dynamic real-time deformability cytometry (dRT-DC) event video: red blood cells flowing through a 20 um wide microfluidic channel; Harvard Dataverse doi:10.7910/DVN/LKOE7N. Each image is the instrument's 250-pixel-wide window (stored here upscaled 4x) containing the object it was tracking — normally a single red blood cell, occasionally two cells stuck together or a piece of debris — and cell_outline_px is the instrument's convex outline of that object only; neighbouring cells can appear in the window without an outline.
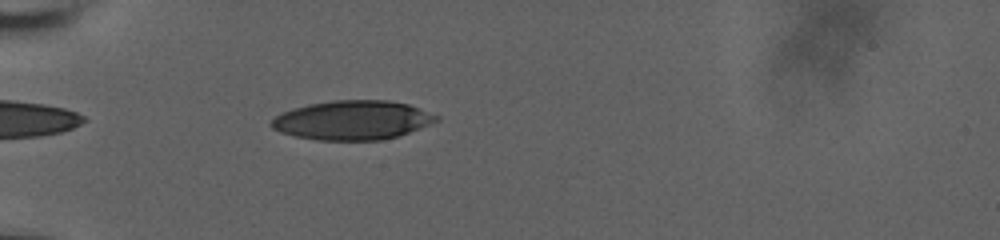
{"species": "human", "species_latin": "Homo sapiens", "temperature_condition": "room temperature", "stored_images_in_passage": 50, "camera_frame_rate_fps": 3000, "um_per_image_px": 0.085, "donor": {"sex": "male"}, "frame": {"image": 1, "passage_image": 14, "time_ms": 4.333, "image_size_px": [1000, 240], "cell_outline_px": [[440, 120], [408, 132], [396, 136], [380, 140], [316, 140], [296, 136], [280, 132], [272, 128], [268, 124], [280, 112], [292, 108], [308, 104], [332, 100], [388, 100], [408, 104], [440, 116]], "centroid_in_image_um": [29.92, 10.2], "position_along_channel_um": 55.1, "area_um2": 37.69}}
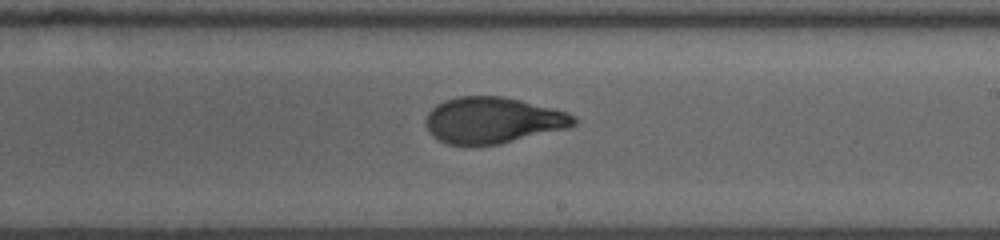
{"frame": {"image": 2, "passage_image": 30, "time_ms": 9.667, "image_size_px": [1000, 240], "cell_outline_px": [[580, 120], [572, 128], [500, 144], [448, 144], [432, 136], [428, 132], [424, 120], [428, 112], [436, 104], [444, 100], [456, 96], [504, 96], [568, 112]], "centroid_in_image_um": [41.92, 10.22], "position_along_channel_um": 247.1, "area_um2": 40.29}}
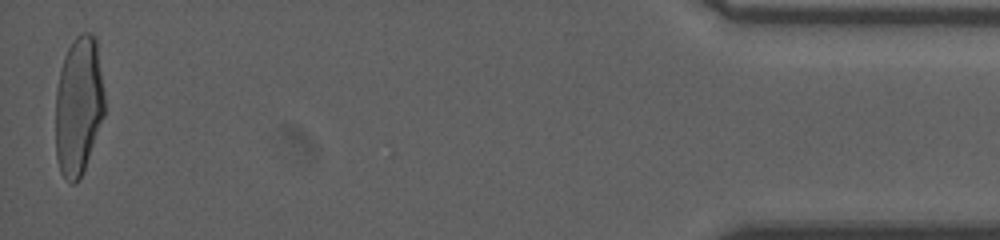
{"frame": {"image": 3, "passage_image": 50, "time_ms": 16.333, "image_size_px": [1000, 240], "cell_outline_px": [[104, 116], [84, 168], [76, 184], [68, 184], [60, 172], [56, 156], [56, 88], [64, 56], [72, 40], [80, 32], [88, 32], [96, 36], [104, 96]], "centroid_in_image_um": [6.67, 8.99], "position_along_channel_um": 428.5, "area_um2": 39.71}, "authors_computed_cell_mechanics": {"area_um2": 39.6508, "velocity_mm_per_s": 3.745, "shape_relaxation_time_tau1_ms": 7.1098, "shape_relaxation_time_tau2_ms": 0.9415, "deformation_change_tau1": 0.275, "deformation_change_tau2": 0.0767}}